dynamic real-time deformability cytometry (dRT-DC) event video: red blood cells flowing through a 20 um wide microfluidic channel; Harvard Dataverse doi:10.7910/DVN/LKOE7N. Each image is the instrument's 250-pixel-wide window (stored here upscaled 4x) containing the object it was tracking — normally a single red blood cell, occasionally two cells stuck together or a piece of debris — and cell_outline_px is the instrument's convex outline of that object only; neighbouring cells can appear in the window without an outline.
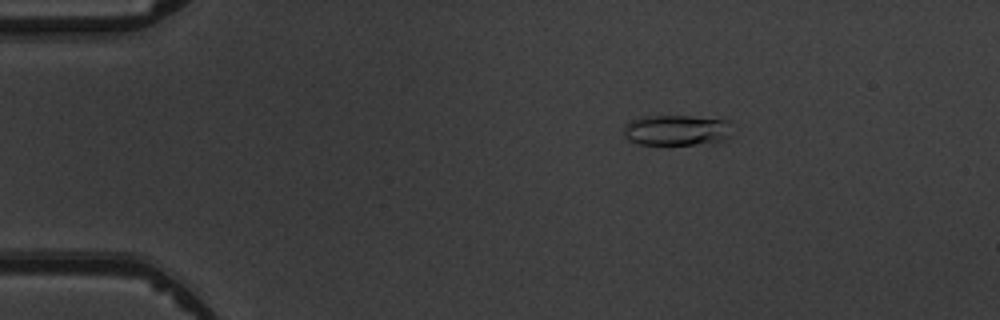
{"species": "common noctule bat (a hibernating species)", "species_latin": "Nyctalus noctula", "temperature_condition": "warm", "stored_images_in_passage": 5, "camera_frame_rate_fps": 3000, "um_per_image_px": 0.085, "animal": {"sex": "male", "body_mass_g": 19.5, "forearm_length_mm": 54.6}, "frame": {"image": 1, "passage_image": 3, "time_ms": 2.0, "image_size_px": [1000, 320], "cell_outline_px": [[728, 140], [692, 144], [640, 144], [628, 140], [624, 136], [624, 128], [632, 120], [644, 116], [688, 116], [728, 120]], "centroid_in_image_um": [57.47, 11.06], "position_along_channel_um": 27.5, "area_um2": 18.96}}